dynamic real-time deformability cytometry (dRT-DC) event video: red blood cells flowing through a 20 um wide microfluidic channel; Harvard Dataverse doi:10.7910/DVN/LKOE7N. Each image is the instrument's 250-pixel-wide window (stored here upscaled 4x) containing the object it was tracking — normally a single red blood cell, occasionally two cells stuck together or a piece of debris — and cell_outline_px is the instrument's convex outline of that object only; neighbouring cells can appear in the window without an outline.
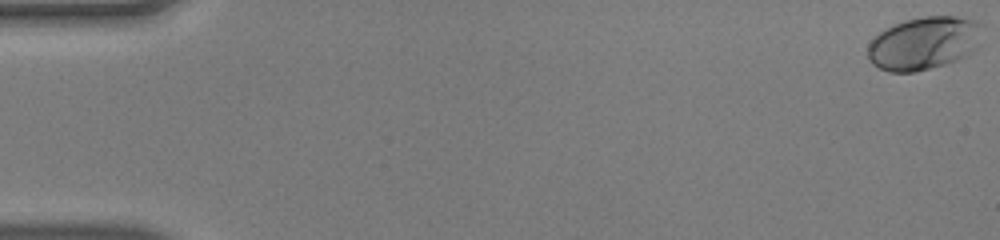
{"species": "human", "species_latin": "Homo sapiens", "temperature_condition": "warm", "stored_images_in_passage": 51, "camera_frame_rate_fps": 3000, "um_per_image_px": 0.085, "donor": {"sex": "male"}, "frame": {"image": 1, "passage_image": 1, "time_ms": 0.0, "image_size_px": [1000, 240], "cell_outline_px": [[980, 44], [976, 48], [964, 56], [956, 60], [944, 64], [916, 72], [888, 72], [872, 64], [868, 60], [868, 44], [884, 28], [904, 20], [924, 16], [956, 16], [972, 20], [980, 24]], "centroid_in_image_um": [78.49, 3.67], "position_along_channel_um": 6.5, "area_um2": 35.26}}
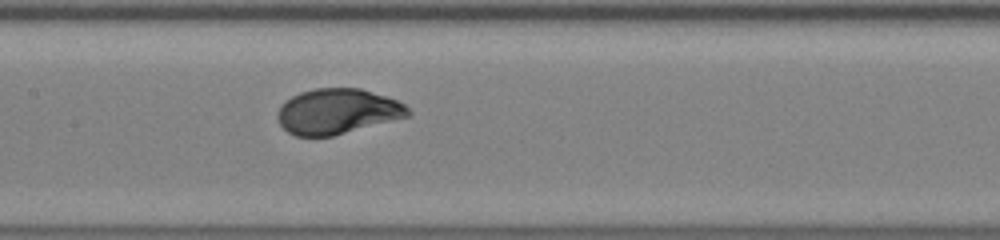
{"frame": {"image": 2, "passage_image": 26, "time_ms": 8.333, "image_size_px": [1000, 240], "cell_outline_px": [[412, 112], [408, 116], [332, 136], [296, 136], [288, 132], [280, 124], [276, 116], [280, 108], [292, 96], [300, 92], [316, 88], [360, 88], [396, 100], [404, 104]], "centroid_in_image_um": [28.67, 9.47], "position_along_channel_um": 178.7, "area_um2": 33.99}}
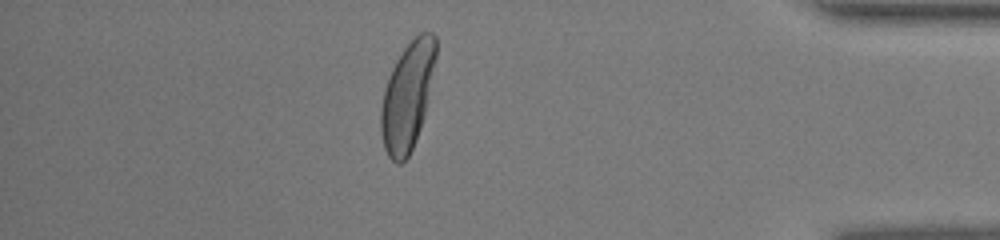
{"frame": {"image": 3, "passage_image": 45, "time_ms": 14.667, "image_size_px": [1000, 240], "cell_outline_px": [[436, 56], [424, 116], [420, 128], [412, 148], [408, 156], [400, 164], [396, 164], [388, 156], [384, 148], [380, 132], [380, 108], [384, 88], [388, 76], [396, 60], [404, 48], [420, 32], [432, 32], [436, 36]], "centroid_in_image_um": [34.6, 8.18], "position_along_channel_um": 400.6, "area_um2": 34.39}, "authors_computed_cell_mechanics": {"area_um2": 34.5644, "velocity_mm_per_s": 4.0952, "shape_relaxation_time_tau1_ms": 2.5518, "shape_relaxation_time_tau2_ms": null, "deformation_change_tau1": 0.1628, "deformation_change_tau2": null}}